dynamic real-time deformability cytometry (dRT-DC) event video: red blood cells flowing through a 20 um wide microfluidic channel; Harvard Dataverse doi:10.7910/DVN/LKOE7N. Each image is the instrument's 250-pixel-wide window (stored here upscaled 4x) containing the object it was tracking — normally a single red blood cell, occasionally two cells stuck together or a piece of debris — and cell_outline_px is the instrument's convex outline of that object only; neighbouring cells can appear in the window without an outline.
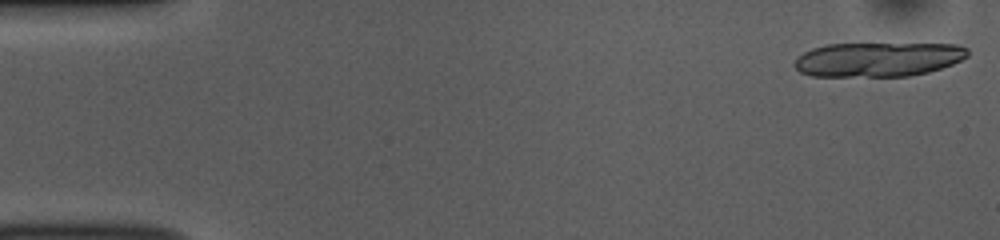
{"species": "common noctule bat (a hibernating species)", "species_latin": "Nyctalus noctula", "temperature_condition": "room temperature", "stored_images_in_passage": 17, "camera_frame_rate_fps": 3000, "um_per_image_px": 0.085, "animal": {"sex": "female", "body_mass_g": 10.0, "forearm_length_mm": 53.1}, "frame": {"image": 1, "passage_image": 1, "time_ms": 0.0, "image_size_px": [1000, 240], "cell_outline_px": [[968, 56], [952, 64], [928, 72], [908, 76], [812, 76], [800, 72], [792, 64], [804, 52], [812, 48], [828, 44], [956, 44], [968, 48]], "centroid_in_image_um": [74.63, 5.05], "position_along_channel_um": 10.4, "area_um2": 34.56}}